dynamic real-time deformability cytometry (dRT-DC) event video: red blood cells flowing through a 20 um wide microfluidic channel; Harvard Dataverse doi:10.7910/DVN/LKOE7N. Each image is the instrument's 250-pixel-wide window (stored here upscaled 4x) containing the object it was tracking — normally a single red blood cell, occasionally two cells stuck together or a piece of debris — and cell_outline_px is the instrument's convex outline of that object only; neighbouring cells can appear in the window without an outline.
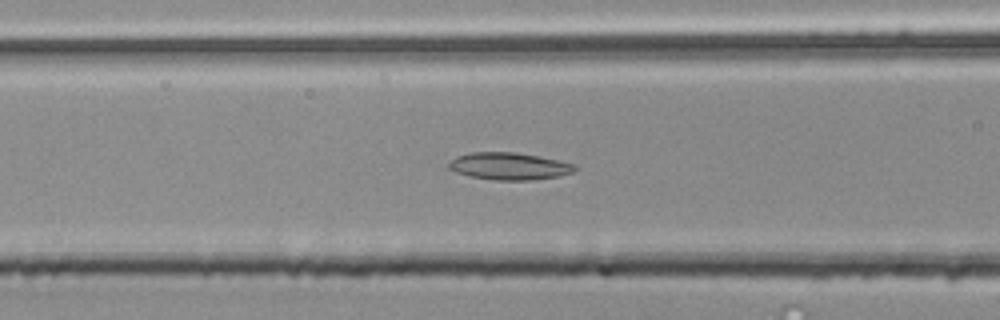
{"species": "common noctule bat (a hibernating species)", "species_latin": "Nyctalus noctula", "temperature_condition": "room temperature", "stored_images_in_passage": 49, "camera_frame_rate_fps": 3000, "um_per_image_px": 0.085, "animal": {"sex": "male", "body_mass_g": 20.4}, "frame": {"image": 1, "passage_image": 22, "time_ms": 7.0, "image_size_px": [1000, 320], "cell_outline_px": [[580, 168], [572, 172], [560, 176], [528, 180], [496, 180], [472, 176], [456, 172], [448, 168], [448, 164], [456, 156], [472, 152], [516, 152], [556, 160], [572, 164]], "centroid_in_image_um": [43.27, 14.12], "position_along_channel_um": 123.3, "area_um2": 19.71}}
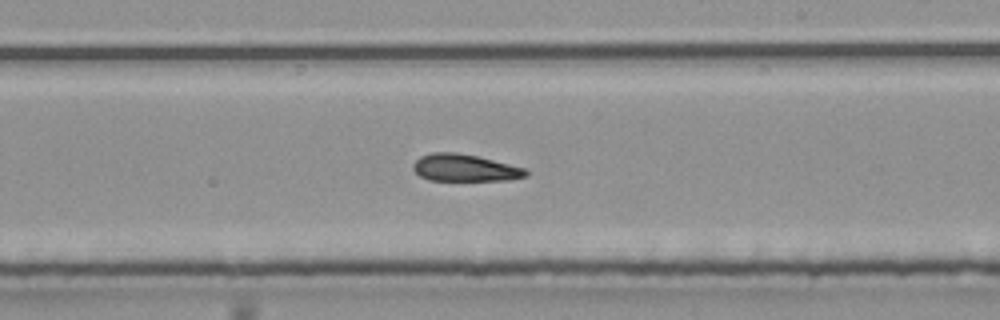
{"frame": {"image": 2, "passage_image": 32, "time_ms": 10.333, "image_size_px": [1000, 320], "cell_outline_px": [[528, 176], [508, 180], [428, 180], [420, 176], [412, 168], [412, 164], [420, 156], [432, 152], [456, 152], [476, 156], [524, 168], [528, 172]], "centroid_in_image_um": [39.47, 14.27], "position_along_channel_um": 249.5, "area_um2": 17.69}}
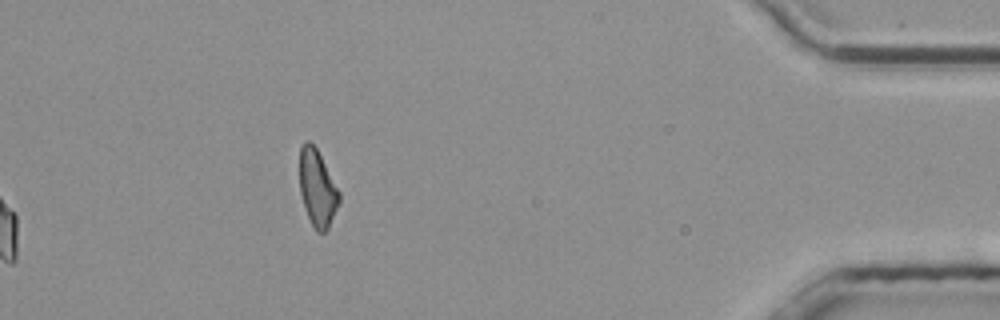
{"frame": {"image": 3, "passage_image": 49, "time_ms": 16.0, "image_size_px": [1000, 320], "cell_outline_px": [[340, 204], [328, 228], [324, 232], [316, 232], [308, 216], [300, 192], [300, 148], [304, 140], [308, 140], [316, 148], [340, 192]], "centroid_in_image_um": [26.99, 16.0], "position_along_channel_um": 408.2, "area_um2": 17.51}, "authors_computed_cell_mechanics": {"area_um2": 19.1896, "velocity_mm_per_s": 3.7983, "shape_relaxation_time_tau1_ms": null, "shape_relaxation_time_tau2_ms": 3.6095, "deformation_change_tau1": null, "deformation_change_tau2": 0.1297}}